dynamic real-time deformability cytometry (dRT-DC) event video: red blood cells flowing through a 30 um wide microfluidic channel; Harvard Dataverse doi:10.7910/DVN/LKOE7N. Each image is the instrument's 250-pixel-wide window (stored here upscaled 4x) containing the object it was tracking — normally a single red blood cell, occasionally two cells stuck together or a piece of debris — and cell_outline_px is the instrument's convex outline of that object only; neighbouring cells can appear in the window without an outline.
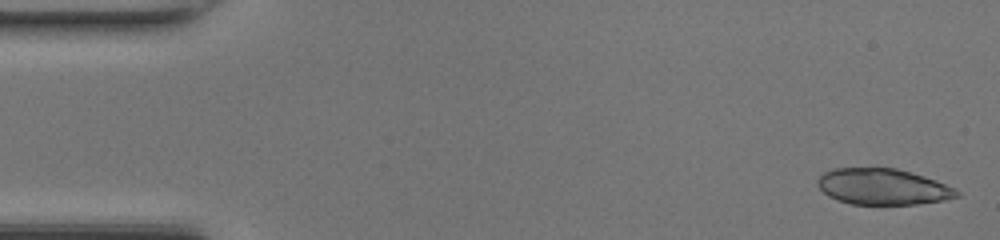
{"species": "common noctule bat (a hibernating species)", "species_latin": "Nyctalus noctula", "temperature_condition": "room temperature", "stored_images_in_passage": 12, "camera_frame_rate_fps": 3000, "um_per_image_px": 0.085, "animal": {"sex": "female", "body_mass_g": 17.0, "forearm_length_mm": 48.0}, "frame": {"image": 1, "passage_image": 1, "time_ms": 0.0, "image_size_px": [1000, 240], "cell_outline_px": [[956, 196], [936, 200], [912, 204], [852, 204], [840, 200], [824, 192], [820, 188], [820, 176], [828, 172], [840, 168], [892, 168], [908, 172], [932, 180], [952, 188], [956, 192]], "centroid_in_image_um": [74.97, 15.87], "position_along_channel_um": 10.0, "area_um2": 27.57}}
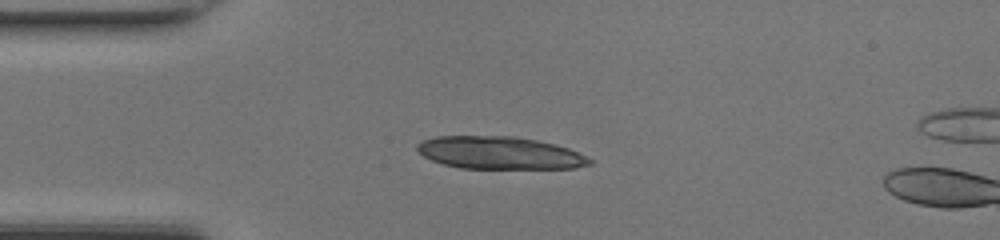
{"frame": {"image": 2, "passage_image": 11, "time_ms": 3.333, "image_size_px": [1000, 240], "cell_outline_px": [[592, 160], [588, 164], [572, 168], [464, 168], [444, 164], [432, 160], [424, 156], [416, 148], [424, 140], [440, 136], [496, 136], [532, 140], [552, 144], [568, 148]], "centroid_in_image_um": [42.43, 13.0], "position_along_channel_um": 42.6, "area_um2": 31.62}}